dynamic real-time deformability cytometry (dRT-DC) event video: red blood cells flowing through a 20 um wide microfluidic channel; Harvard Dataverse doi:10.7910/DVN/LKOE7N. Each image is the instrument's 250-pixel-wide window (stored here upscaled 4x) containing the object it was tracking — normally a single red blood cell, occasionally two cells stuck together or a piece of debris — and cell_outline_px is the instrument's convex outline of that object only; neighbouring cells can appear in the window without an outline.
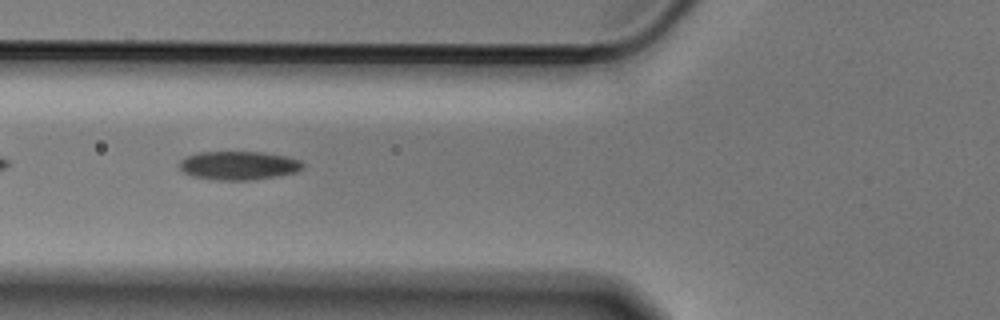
{"species": "Egyptian fruit bat (a non-hibernating species)", "species_latin": "Rousettus aegyptiacus", "temperature_condition": "cold", "stored_images_in_passage": 40, "camera_frame_rate_fps": 3000, "um_per_image_px": 0.085, "animal": {"sex": "male"}, "frame": {"image": 1, "passage_image": 6, "time_ms": 1.667, "image_size_px": [1000, 320], "cell_outline_px": [[304, 164], [296, 172], [276, 176], [248, 180], [224, 180], [192, 176], [184, 172], [180, 168], [180, 160], [188, 156], [200, 152], [264, 152], [288, 156], [300, 160]], "centroid_in_image_um": [20.3, 14.05], "position_along_channel_um": 105.5, "area_um2": 20.35}}
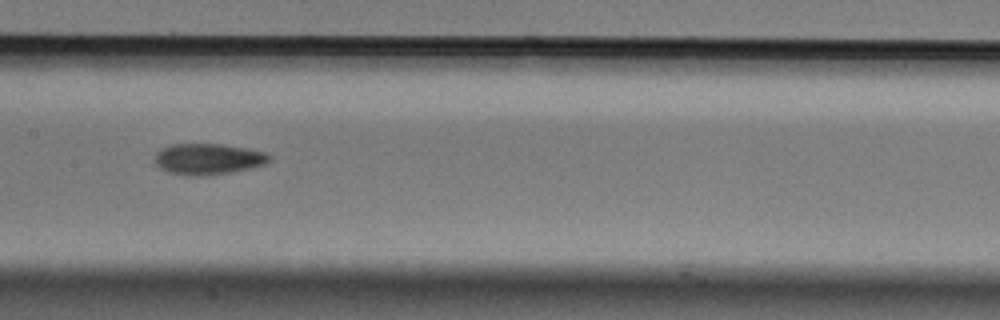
{"frame": {"image": 2, "passage_image": 13, "time_ms": 4.0, "image_size_px": [1000, 320], "cell_outline_px": [[272, 156], [264, 164], [248, 168], [228, 172], [168, 172], [156, 164], [156, 152], [172, 144], [220, 144], [244, 148], [264, 152]], "centroid_in_image_um": [17.72, 13.45], "position_along_channel_um": 189.7, "area_um2": 19.19}}
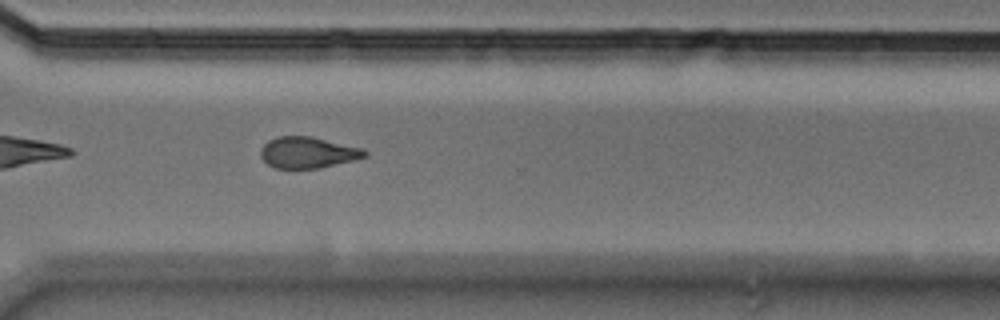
{"frame": {"image": 3, "passage_image": 26, "time_ms": 8.333, "image_size_px": [1000, 320], "cell_outline_px": [[368, 156], [352, 160], [316, 168], [276, 168], [268, 164], [260, 156], [260, 148], [268, 140], [276, 136], [312, 136], [364, 148], [368, 152]], "centroid_in_image_um": [26.16, 12.94], "position_along_channel_um": 344.4, "area_um2": 18.96}}